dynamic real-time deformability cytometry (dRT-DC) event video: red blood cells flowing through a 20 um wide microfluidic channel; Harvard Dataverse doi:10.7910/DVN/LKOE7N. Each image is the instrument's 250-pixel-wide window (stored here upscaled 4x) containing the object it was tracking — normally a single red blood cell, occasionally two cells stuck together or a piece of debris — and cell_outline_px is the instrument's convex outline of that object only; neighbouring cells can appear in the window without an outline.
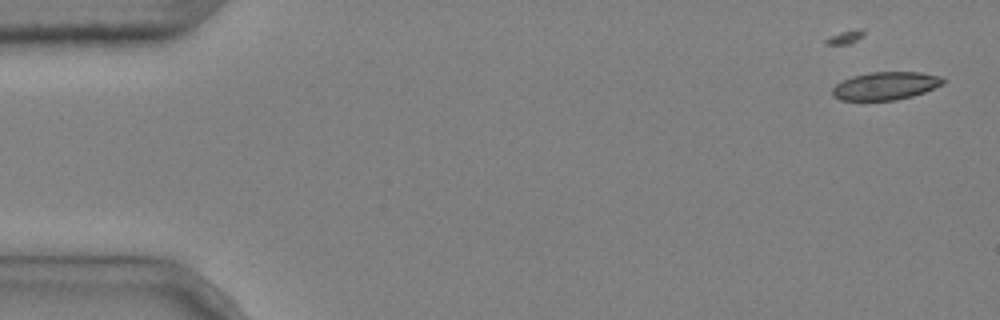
{"species": "common noctule bat (a hibernating species)", "species_latin": "Nyctalus noctula", "temperature_condition": "cold", "stored_images_in_passage": 6, "camera_frame_rate_fps": 3000, "um_per_image_px": 0.085, "animal": {"sex": "male", "body_mass_g": 20.4}, "frame": {"image": 1, "passage_image": 2, "time_ms": 0.333, "image_size_px": [1000, 320], "cell_outline_px": [[948, 80], [944, 84], [924, 92], [912, 96], [896, 100], [840, 100], [832, 96], [832, 88], [836, 84], [852, 76], [868, 72], [920, 72], [944, 76]], "centroid_in_image_um": [75.32, 7.29], "position_along_channel_um": 9.7, "area_um2": 18.26}}